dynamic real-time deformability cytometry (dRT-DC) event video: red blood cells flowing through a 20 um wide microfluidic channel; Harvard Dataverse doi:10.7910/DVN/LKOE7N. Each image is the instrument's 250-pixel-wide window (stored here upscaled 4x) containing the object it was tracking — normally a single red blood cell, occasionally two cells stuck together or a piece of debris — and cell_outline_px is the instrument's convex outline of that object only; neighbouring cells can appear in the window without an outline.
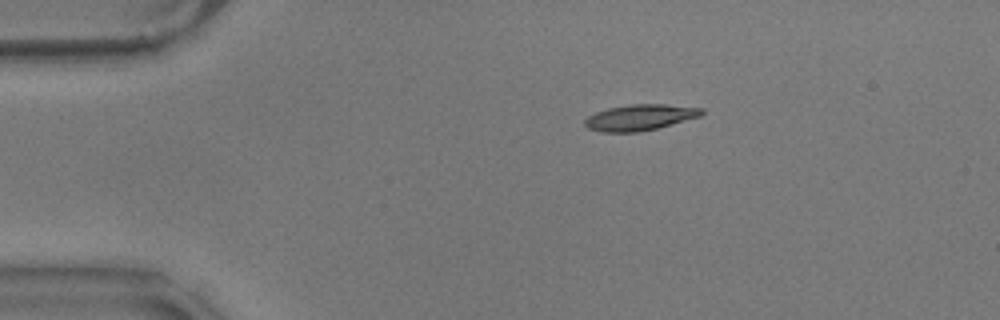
{"species": "common noctule bat (a hibernating species)", "species_latin": "Nyctalus noctula", "temperature_condition": "warm", "stored_images_in_passage": 48, "camera_frame_rate_fps": 3000, "um_per_image_px": 0.085, "animal": {"sex": "male", "body_mass_g": 17.9}, "frame": {"image": 1, "passage_image": 2, "time_ms": 0.333, "image_size_px": [1000, 320], "cell_outline_px": [[704, 112], [700, 116], [656, 128], [640, 132], [600, 132], [588, 128], [584, 124], [584, 120], [588, 116], [596, 112], [608, 108], [632, 104], [664, 104], [704, 108]], "centroid_in_image_um": [54.37, 9.98], "position_along_channel_um": 30.6, "area_um2": 17.57}}
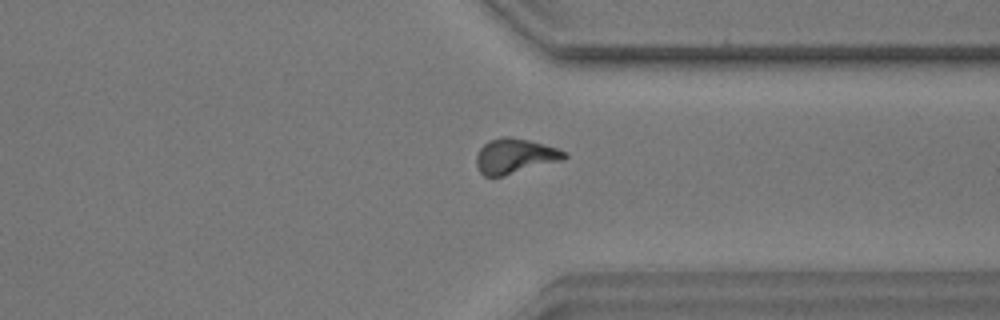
{"frame": {"image": 2, "passage_image": 35, "time_ms": 11.333, "image_size_px": [1000, 320], "cell_outline_px": [[568, 156], [564, 160], [504, 176], [484, 176], [480, 172], [476, 164], [476, 156], [480, 148], [488, 140], [504, 136], [512, 136], [528, 140], [556, 148], [568, 152]], "centroid_in_image_um": [43.77, 13.27], "position_along_channel_um": 367.6, "area_um2": 18.09}}
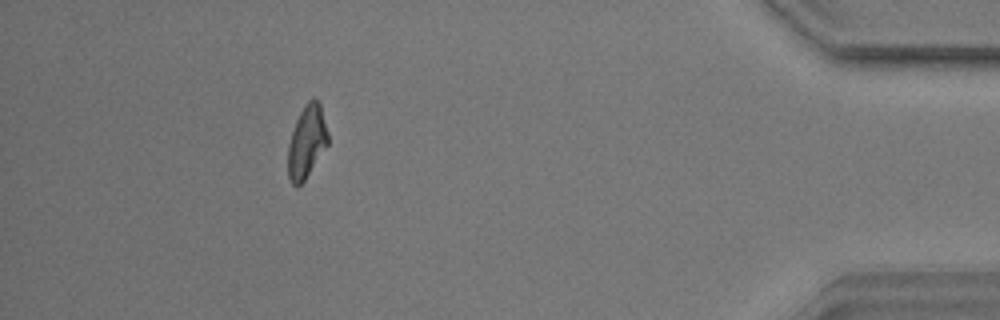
{"frame": {"image": 3, "passage_image": 43, "time_ms": 14.0, "image_size_px": [1000, 320], "cell_outline_px": [[328, 144], [304, 180], [296, 188], [292, 184], [288, 176], [288, 144], [296, 120], [304, 104], [312, 96], [320, 100], [328, 132]], "centroid_in_image_um": [26.08, 11.99], "position_along_channel_um": 409.1, "area_um2": 17.05}, "authors_computed_cell_mechanics": {"area_um2": 17.3111, "velocity_mm_per_s": 3.5416, "shape_relaxation_time_tau1_ms": 7.9069, "shape_relaxation_time_tau2_ms": 2.9427, "deformation_change_tau1": 0.236, "deformation_change_tau2": 0.1045}}